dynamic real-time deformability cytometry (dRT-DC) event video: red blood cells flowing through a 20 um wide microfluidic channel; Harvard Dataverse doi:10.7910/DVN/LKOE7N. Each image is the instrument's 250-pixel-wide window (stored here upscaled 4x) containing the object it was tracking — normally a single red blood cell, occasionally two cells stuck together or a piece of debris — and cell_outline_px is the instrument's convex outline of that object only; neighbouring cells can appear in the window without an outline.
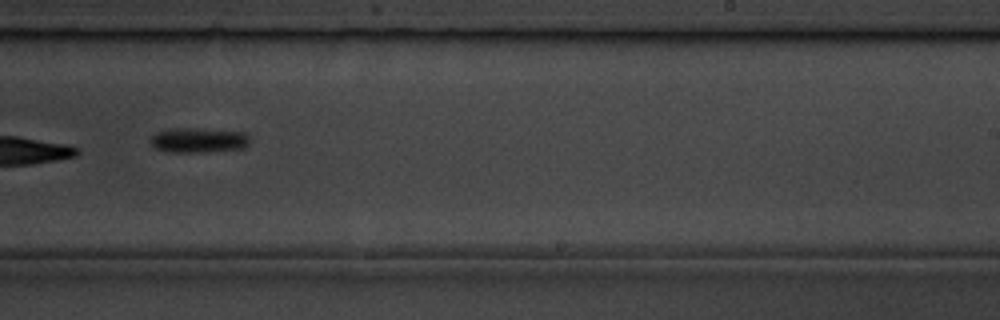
{"species": "common noctule bat (a hibernating species)", "species_latin": "Nyctalus noctula", "temperature_condition": "room temperature", "stored_images_in_passage": 10, "camera_frame_rate_fps": 3000, "um_per_image_px": 0.085, "animal": {"sex": "male", "body_mass_g": 19.5, "forearm_length_mm": 54.6}, "frame": {"image": 1, "passage_image": 9, "time_ms": 9.667, "image_size_px": [1000, 320], "cell_outline_px": [[248, 144], [244, 148], [196, 152], [168, 152], [156, 148], [152, 144], [152, 136], [156, 132], [172, 128], [196, 128], [244, 132], [248, 136]], "centroid_in_image_um": [16.86, 11.9], "position_along_channel_um": 272.1, "area_um2": 14.16}}